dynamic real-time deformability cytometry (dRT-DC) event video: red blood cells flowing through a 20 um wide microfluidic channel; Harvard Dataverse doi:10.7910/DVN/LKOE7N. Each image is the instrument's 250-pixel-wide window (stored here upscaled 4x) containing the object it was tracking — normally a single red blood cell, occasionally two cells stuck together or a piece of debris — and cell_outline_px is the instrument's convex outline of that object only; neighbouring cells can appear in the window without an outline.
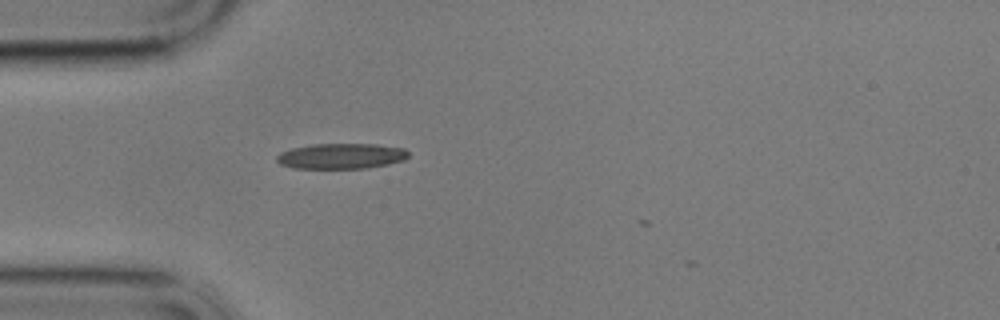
{"species": "common noctule bat (a hibernating species)", "species_latin": "Nyctalus noctula", "temperature_condition": "cold", "stored_images_in_passage": 2, "camera_frame_rate_fps": 3000, "um_per_image_px": 0.085, "animal": {"sex": "male", "body_mass_g": 17.9}, "frame": {"image": 1, "passage_image": 1, "time_ms": 0.0, "image_size_px": [1000, 320], "cell_outline_px": [[408, 156], [404, 160], [388, 164], [364, 168], [292, 168], [280, 164], [276, 160], [276, 156], [280, 152], [292, 148], [312, 144], [376, 144], [404, 148], [408, 152]], "centroid_in_image_um": [28.98, 13.26], "position_along_channel_um": 56.0, "area_um2": 19.54}}